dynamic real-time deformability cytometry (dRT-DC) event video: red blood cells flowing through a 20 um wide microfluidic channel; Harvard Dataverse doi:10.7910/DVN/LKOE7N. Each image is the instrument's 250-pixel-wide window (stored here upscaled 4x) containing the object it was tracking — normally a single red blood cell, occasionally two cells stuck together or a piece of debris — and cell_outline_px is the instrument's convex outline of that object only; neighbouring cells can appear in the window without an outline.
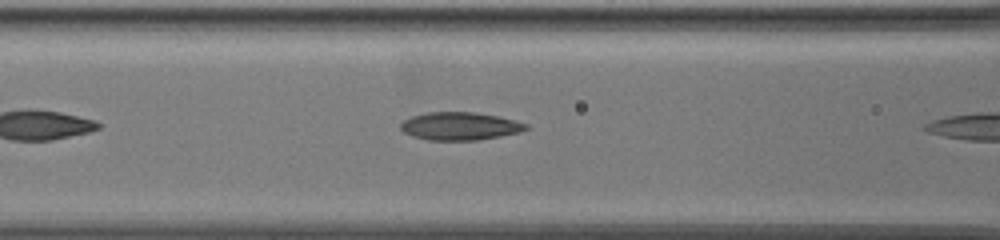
{"species": "common noctule bat (a hibernating species)", "species_latin": "Nyctalus noctula", "temperature_condition": "warm", "stored_images_in_passage": 10, "camera_frame_rate_fps": 3000, "um_per_image_px": 0.085, "animal": {"sex": "female", "body_mass_g": 19.5, "forearm_length_mm": 54.1}, "frame": {"image": 1, "passage_image": 9, "time_ms": 2.667, "image_size_px": [1000, 240], "cell_outline_px": [[528, 128], [520, 132], [500, 136], [476, 140], [428, 140], [412, 136], [404, 132], [400, 128], [400, 124], [404, 120], [412, 116], [428, 112], [476, 112], [500, 116], [528, 124]], "centroid_in_image_um": [39.09, 10.71], "position_along_channel_um": 127.5, "area_um2": 20.4}}